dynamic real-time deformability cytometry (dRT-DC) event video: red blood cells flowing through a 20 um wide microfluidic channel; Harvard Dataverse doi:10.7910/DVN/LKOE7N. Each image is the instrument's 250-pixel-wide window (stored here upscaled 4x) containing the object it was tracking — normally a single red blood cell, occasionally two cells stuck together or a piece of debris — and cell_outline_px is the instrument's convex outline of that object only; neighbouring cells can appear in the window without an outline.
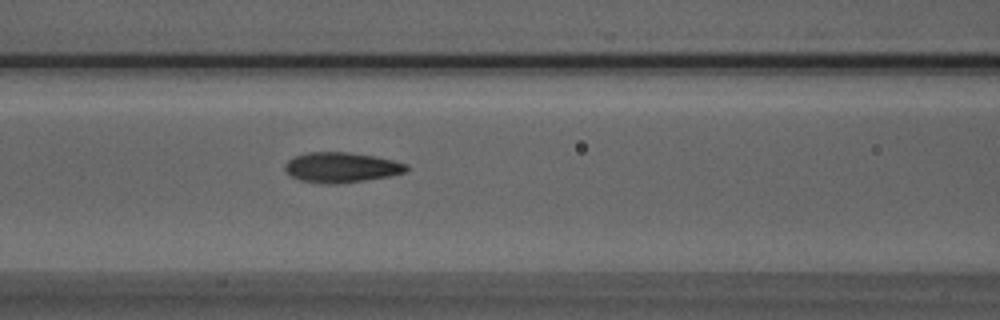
{"species": "Egyptian fruit bat (a non-hibernating species)", "species_latin": "Rousettus aegyptiacus", "temperature_condition": "room temperature", "stored_images_in_passage": 51, "camera_frame_rate_fps": 3000, "um_per_image_px": 0.085, "animal": {"sex": "male"}, "frame": {"image": 1, "passage_image": 20, "time_ms": 6.333, "image_size_px": [1000, 320], "cell_outline_px": [[408, 168], [404, 172], [388, 176], [364, 180], [336, 184], [328, 184], [300, 180], [292, 176], [284, 168], [284, 164], [288, 160], [296, 156], [308, 152], [348, 152], [372, 156], [392, 160], [408, 164]], "centroid_in_image_um": [28.99, 14.22], "position_along_channel_um": 137.6, "area_um2": 21.04}}
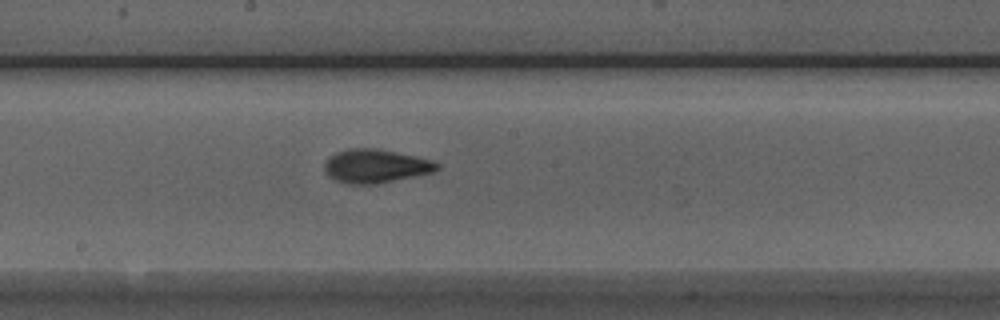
{"frame": {"image": 2, "passage_image": 26, "time_ms": 8.333, "image_size_px": [1000, 320], "cell_outline_px": [[440, 168], [432, 172], [372, 184], [348, 184], [336, 180], [328, 176], [324, 172], [324, 164], [328, 156], [336, 152], [348, 148], [376, 148], [416, 156], [432, 160], [440, 164]], "centroid_in_image_um": [31.88, 14.1], "position_along_channel_um": 216.3, "area_um2": 21.96}}
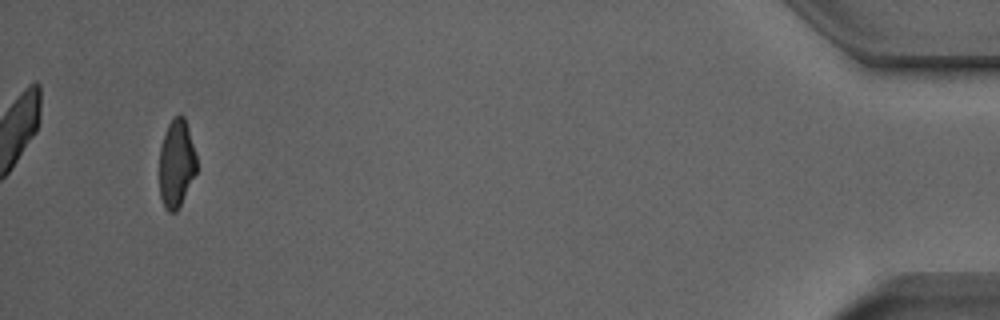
{"frame": {"image": 3, "passage_image": 48, "time_ms": 15.667, "image_size_px": [1000, 320], "cell_outline_px": [[196, 172], [176, 212], [168, 212], [164, 208], [160, 196], [160, 148], [168, 124], [180, 112], [184, 116], [188, 128], [196, 156]], "centroid_in_image_um": [14.99, 13.9], "position_along_channel_um": 420.2, "area_um2": 18.79}, "authors_computed_cell_mechanics": {"area_um2": 20.7502, "velocity_mm_per_s": 3.9402, "shape_relaxation_time_tau1_ms": 3.7095, "shape_relaxation_time_tau2_ms": 1.6309, "deformation_change_tau1": 0.1574, "deformation_change_tau2": 0.0905}}